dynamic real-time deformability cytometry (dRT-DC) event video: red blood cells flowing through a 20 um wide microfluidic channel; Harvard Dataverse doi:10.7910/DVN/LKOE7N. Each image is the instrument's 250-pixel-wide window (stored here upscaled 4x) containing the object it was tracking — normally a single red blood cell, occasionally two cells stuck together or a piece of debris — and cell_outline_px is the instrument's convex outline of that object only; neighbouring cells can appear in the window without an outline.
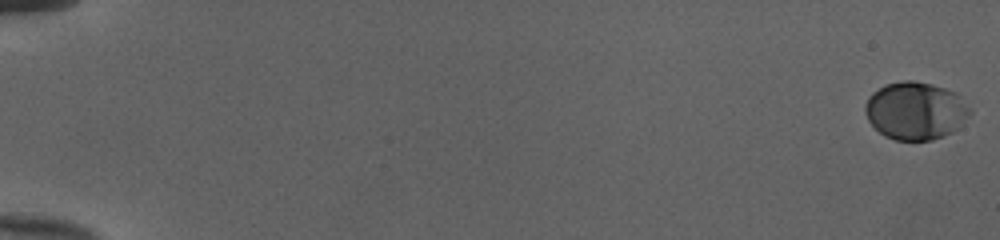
{"species": "human", "species_latin": "Homo sapiens", "temperature_condition": "cold", "stored_images_in_passage": 54, "camera_frame_rate_fps": 3000, "um_per_image_px": 0.085, "donor": {"sex": "female"}, "frame": {"image": 1, "passage_image": 1, "time_ms": 0.0, "image_size_px": [1000, 240], "cell_outline_px": [[972, 112], [952, 132], [944, 136], [932, 140], [896, 140], [884, 136], [868, 120], [864, 112], [864, 104], [868, 96], [872, 92], [884, 84], [904, 80], [912, 80], [932, 84], [956, 92]], "centroid_in_image_um": [77.77, 9.4], "position_along_channel_um": 7.2, "area_um2": 35.26}}
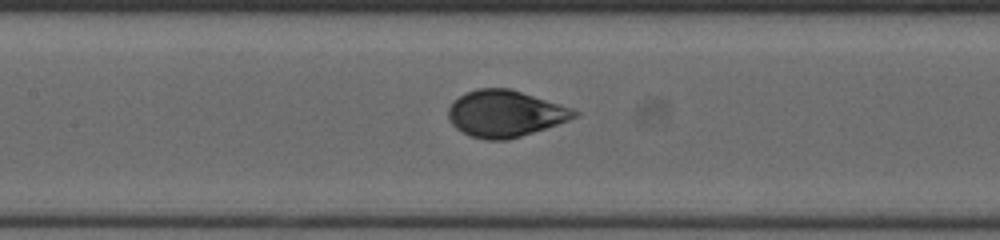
{"frame": {"image": 2, "passage_image": 28, "time_ms": 9.0, "image_size_px": [1000, 240], "cell_outline_px": [[580, 112], [576, 116], [568, 120], [508, 140], [484, 140], [472, 136], [456, 128], [452, 124], [448, 116], [448, 108], [464, 92], [476, 88], [508, 88], [560, 104], [572, 108]], "centroid_in_image_um": [42.91, 9.65], "position_along_channel_um": 164.5, "area_um2": 33.76}}
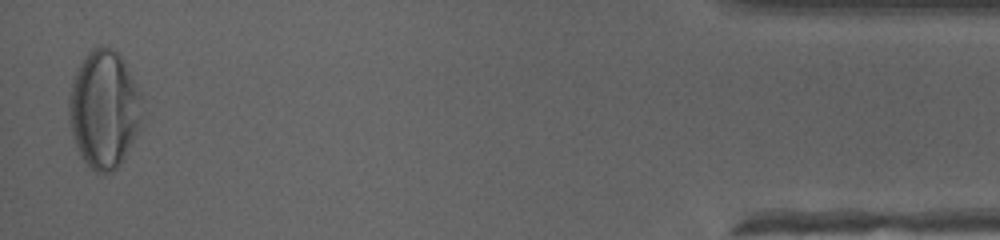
{"frame": {"image": 3, "passage_image": 53, "time_ms": 17.333, "image_size_px": [1000, 240], "cell_outline_px": [[140, 128], [120, 164], [112, 172], [104, 176], [96, 172], [80, 156], [76, 148], [72, 136], [68, 116], [68, 96], [72, 76], [88, 52], [92, 48], [112, 48], [120, 56], [140, 92]], "centroid_in_image_um": [8.79, 9.33], "position_along_channel_um": 426.4, "area_um2": 50.05}, "authors_computed_cell_mechanics": {"area_um2": 34.9401, "velocity_mm_per_s": 3.9997, "shape_relaxation_time_tau1_ms": 4.5018, "shape_relaxation_time_tau2_ms": null, "deformation_change_tau1": 0.1834, "deformation_change_tau2": null}}